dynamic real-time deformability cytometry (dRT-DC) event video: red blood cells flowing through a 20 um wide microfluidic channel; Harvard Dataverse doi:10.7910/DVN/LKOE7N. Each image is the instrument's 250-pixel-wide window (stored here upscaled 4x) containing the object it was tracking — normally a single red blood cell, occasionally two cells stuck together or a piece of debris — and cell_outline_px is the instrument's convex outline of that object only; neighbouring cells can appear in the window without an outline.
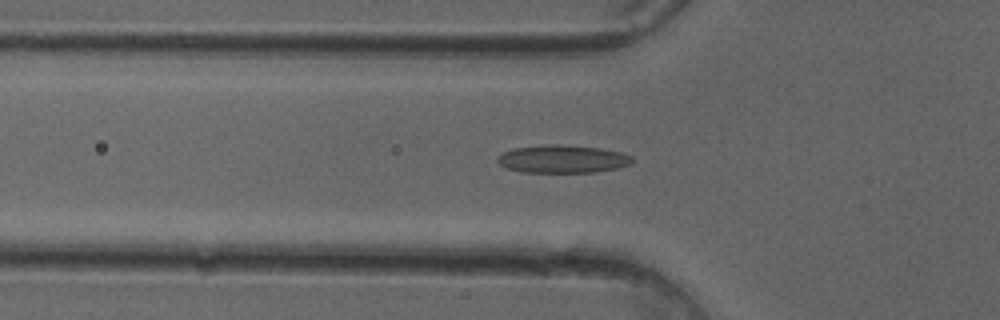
{"species": "common noctule bat (a hibernating species)", "species_latin": "Nyctalus noctula", "temperature_condition": "cold", "stored_images_in_passage": 45, "camera_frame_rate_fps": 3000, "um_per_image_px": 0.085, "animal": {"sex": "female"}, "frame": {"image": 1, "passage_image": 17, "time_ms": 5.333, "image_size_px": [1000, 320], "cell_outline_px": [[632, 164], [616, 168], [592, 172], [524, 172], [508, 168], [500, 164], [496, 160], [496, 156], [500, 152], [512, 148], [556, 144], [600, 148], [620, 152], [632, 156]], "centroid_in_image_um": [47.78, 13.51], "position_along_channel_um": 78.0, "area_um2": 21.79}}
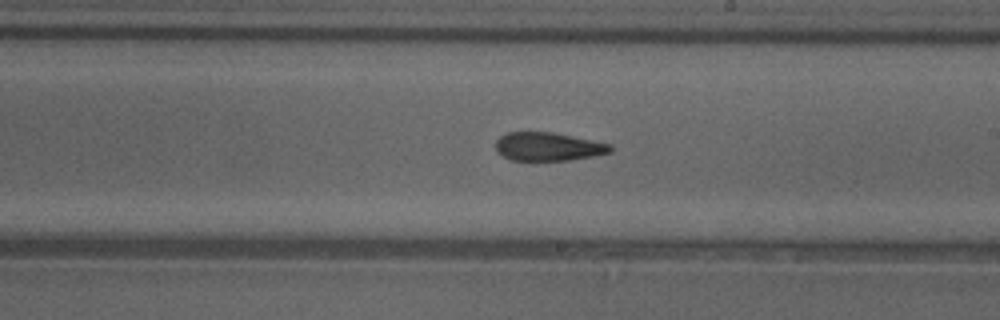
{"frame": {"image": 2, "passage_image": 29, "time_ms": 9.333, "image_size_px": [1000, 320], "cell_outline_px": [[612, 152], [596, 156], [568, 160], [512, 160], [496, 152], [496, 140], [500, 136], [508, 132], [552, 132], [612, 144]], "centroid_in_image_um": [46.61, 12.46], "position_along_channel_um": 242.4, "area_um2": 19.02}}
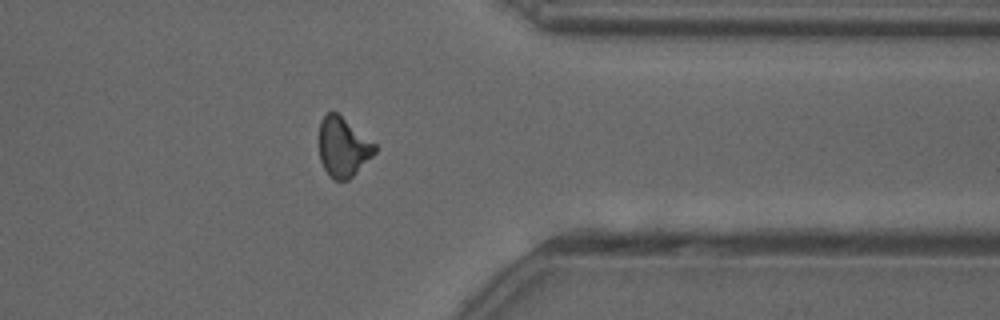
{"frame": {"image": 3, "passage_image": 40, "time_ms": 13.0, "image_size_px": [1000, 320], "cell_outline_px": [[376, 152], [348, 180], [336, 180], [324, 168], [320, 160], [320, 120], [328, 112], [336, 112], [376, 144]], "centroid_in_image_um": [29.16, 12.49], "position_along_channel_um": 382.2, "area_um2": 18.84}, "authors_computed_cell_mechanics": {"area_um2": 20.4612, "velocity_mm_per_s": 4.0776, "shape_relaxation_time_tau1_ms": null, "shape_relaxation_time_tau2_ms": 3.7327, "deformation_change_tau1": null, "deformation_change_tau2": 0.127}}